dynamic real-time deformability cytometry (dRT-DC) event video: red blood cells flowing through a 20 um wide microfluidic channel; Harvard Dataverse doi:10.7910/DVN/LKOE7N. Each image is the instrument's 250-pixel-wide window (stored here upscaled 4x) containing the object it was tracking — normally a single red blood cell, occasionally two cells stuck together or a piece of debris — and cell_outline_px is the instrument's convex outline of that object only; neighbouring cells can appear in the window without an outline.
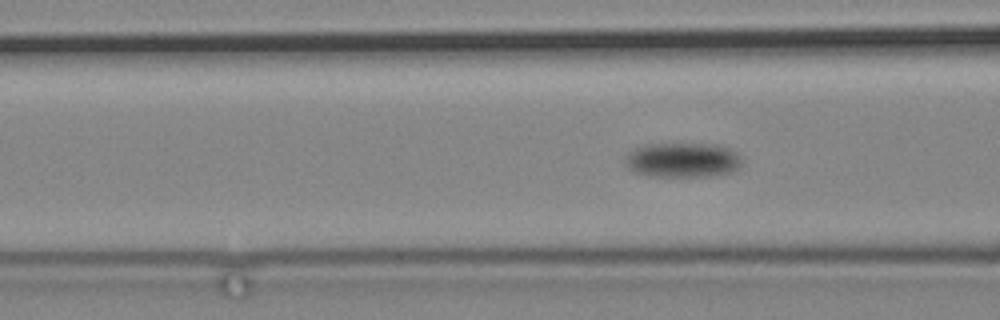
{"species": "common noctule bat (a hibernating species)", "species_latin": "Nyctalus noctula", "temperature_condition": "cold", "stored_images_in_passage": 73, "camera_frame_rate_fps": 3000, "um_per_image_px": 0.085, "animal": {"sex": "male", "body_mass_g": 19.2, "forearm_length_mm": 51.8}, "frame": {"image": 1, "passage_image": 40, "time_ms": 13.0, "image_size_px": [1000, 320], "cell_outline_px": [[740, 164], [732, 172], [708, 176], [648, 176], [632, 172], [624, 164], [624, 160], [628, 152], [644, 144], [720, 144], [736, 152], [740, 160]], "centroid_in_image_um": [57.95, 13.6], "position_along_channel_um": 108.6, "area_um2": 23.7}}
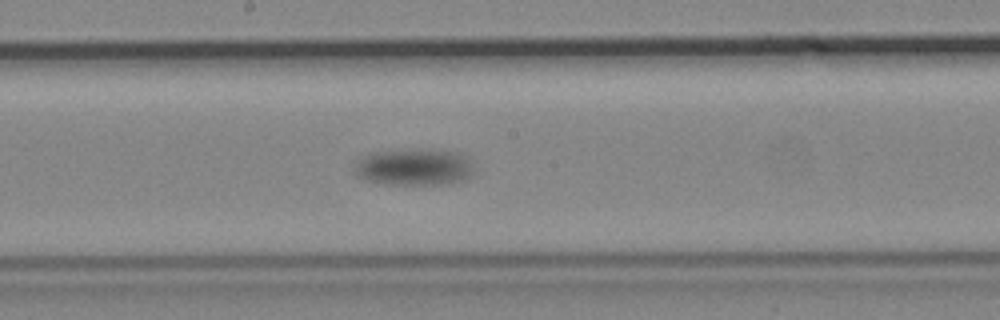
{"frame": {"image": 2, "passage_image": 52, "time_ms": 17.0, "image_size_px": [1000, 320], "cell_outline_px": [[472, 172], [464, 180], [448, 184], [380, 184], [368, 180], [360, 176], [352, 168], [364, 156], [372, 152], [420, 148], [432, 148], [460, 152], [468, 160], [472, 168]], "centroid_in_image_um": [35.21, 14.18], "position_along_channel_um": 213.0, "area_um2": 25.72}}
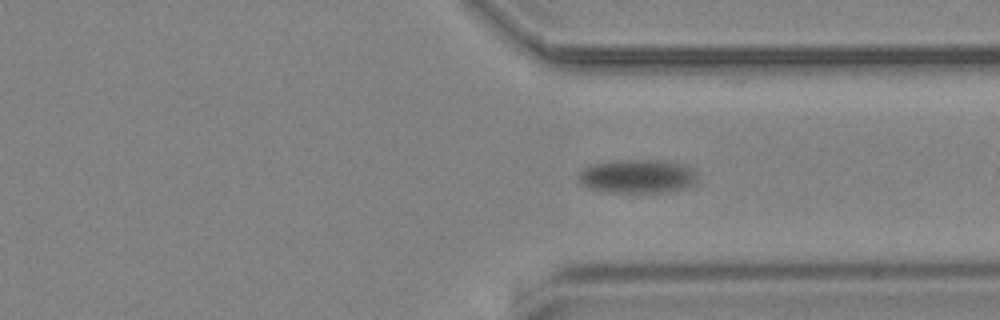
{"frame": {"image": 3, "passage_image": 68, "time_ms": 22.333, "image_size_px": [1000, 320], "cell_outline_px": [[696, 184], [684, 188], [660, 192], [616, 192], [592, 188], [584, 184], [576, 176], [588, 164], [616, 160], [660, 160], [684, 164], [692, 168], [696, 172]], "centroid_in_image_um": [54.21, 14.96], "position_along_channel_um": 357.2, "area_um2": 23.24}}